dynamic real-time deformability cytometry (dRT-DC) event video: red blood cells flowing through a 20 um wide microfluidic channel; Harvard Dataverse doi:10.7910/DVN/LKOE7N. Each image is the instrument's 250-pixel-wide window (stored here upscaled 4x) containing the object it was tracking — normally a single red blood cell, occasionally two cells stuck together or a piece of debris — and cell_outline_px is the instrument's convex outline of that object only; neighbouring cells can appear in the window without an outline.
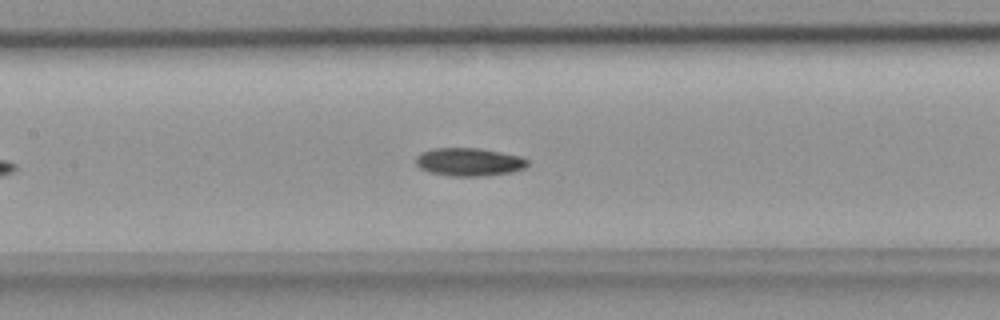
{"species": "common noctule bat (a hibernating species)", "species_latin": "Nyctalus noctula", "temperature_condition": "room temperature", "stored_images_in_passage": 23, "camera_frame_rate_fps": 3000, "um_per_image_px": 0.085, "animal": {"sex": "female", "body_mass_g": 18.4}, "frame": {"image": 1, "passage_image": 14, "time_ms": 4.333, "image_size_px": [1000, 320], "cell_outline_px": [[528, 164], [524, 168], [512, 172], [480, 176], [452, 176], [428, 172], [420, 168], [416, 164], [416, 156], [432, 148], [476, 148], [500, 152], [520, 156], [528, 160]], "centroid_in_image_um": [39.86, 13.77], "position_along_channel_um": 167.5, "area_um2": 18.15}}
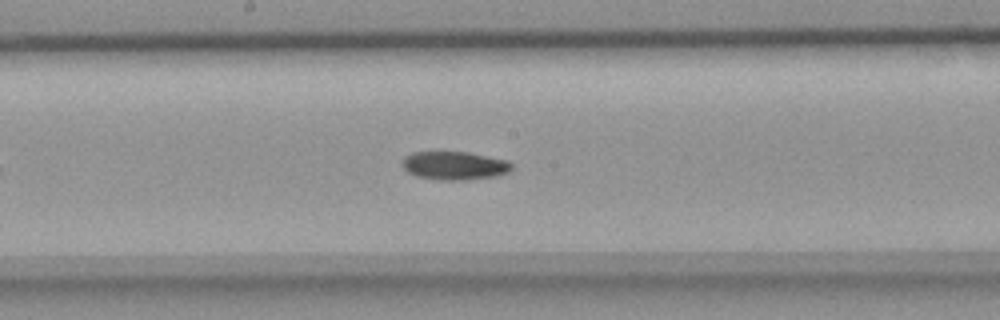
{"frame": {"image": 2, "passage_image": 17, "time_ms": 5.333, "image_size_px": [1000, 320], "cell_outline_px": [[512, 168], [508, 172], [496, 176], [464, 180], [444, 180], [416, 176], [408, 172], [400, 164], [404, 156], [412, 152], [468, 152], [508, 160], [512, 164]], "centroid_in_image_um": [38.61, 14.07], "position_along_channel_um": 209.6, "area_um2": 18.15}}